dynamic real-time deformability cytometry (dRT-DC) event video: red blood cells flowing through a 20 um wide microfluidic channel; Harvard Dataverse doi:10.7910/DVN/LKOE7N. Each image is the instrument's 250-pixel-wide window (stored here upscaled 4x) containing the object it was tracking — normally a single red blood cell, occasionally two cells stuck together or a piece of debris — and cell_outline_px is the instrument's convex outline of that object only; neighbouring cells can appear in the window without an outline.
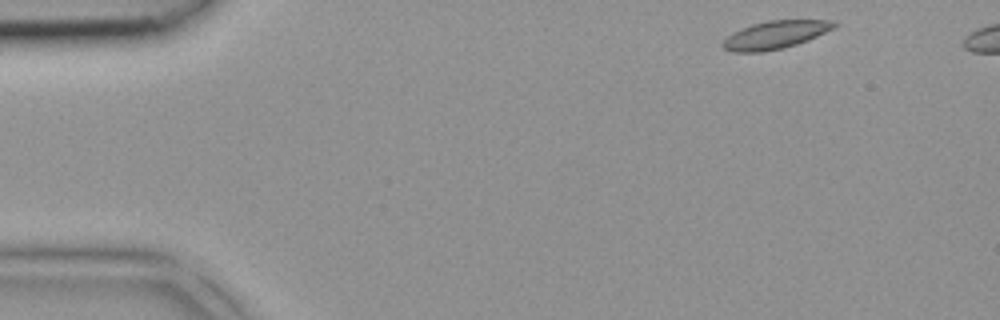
{"species": "common noctule bat (a hibernating species)", "species_latin": "Nyctalus noctula", "temperature_condition": "room temperature", "stored_images_in_passage": 4, "camera_frame_rate_fps": 3000, "um_per_image_px": 0.085, "animal": {"sex": "female", "body_mass_g": 18.4}, "frame": {"image": 1, "passage_image": 1, "time_ms": 0.0, "image_size_px": [1000, 320], "cell_outline_px": [[836, 24], [832, 28], [808, 40], [784, 48], [764, 52], [732, 52], [724, 48], [720, 44], [732, 32], [752, 24], [768, 20], [832, 20]], "centroid_in_image_um": [65.84, 2.97], "position_along_channel_um": 19.2, "area_um2": 17.98}}